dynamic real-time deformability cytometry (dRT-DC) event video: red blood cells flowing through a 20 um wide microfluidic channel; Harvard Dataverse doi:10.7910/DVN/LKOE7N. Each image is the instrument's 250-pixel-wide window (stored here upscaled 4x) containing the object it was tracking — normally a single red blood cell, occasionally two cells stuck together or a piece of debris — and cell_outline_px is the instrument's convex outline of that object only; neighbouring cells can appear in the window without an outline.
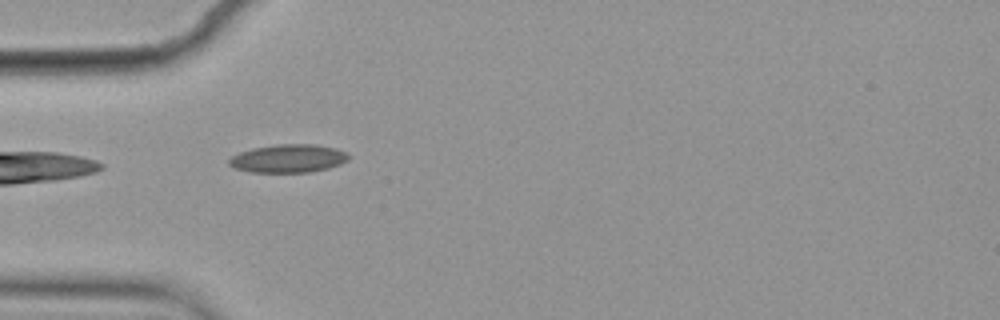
{"species": "common noctule bat (a hibernating species)", "species_latin": "Nyctalus noctula", "temperature_condition": "cold", "stored_images_in_passage": 3, "camera_frame_rate_fps": 3000, "um_per_image_px": 0.085, "animal": {"sex": "female", "body_mass_g": 19.9}, "frame": {"image": 1, "passage_image": 3, "time_ms": 0.667, "image_size_px": [1000, 320], "cell_outline_px": [[348, 160], [340, 164], [328, 168], [308, 172], [248, 172], [236, 168], [228, 164], [228, 160], [232, 156], [240, 152], [252, 148], [276, 144], [316, 144], [336, 148], [348, 152]], "centroid_in_image_um": [24.51, 13.46], "position_along_channel_um": 60.5, "area_um2": 19.71}}